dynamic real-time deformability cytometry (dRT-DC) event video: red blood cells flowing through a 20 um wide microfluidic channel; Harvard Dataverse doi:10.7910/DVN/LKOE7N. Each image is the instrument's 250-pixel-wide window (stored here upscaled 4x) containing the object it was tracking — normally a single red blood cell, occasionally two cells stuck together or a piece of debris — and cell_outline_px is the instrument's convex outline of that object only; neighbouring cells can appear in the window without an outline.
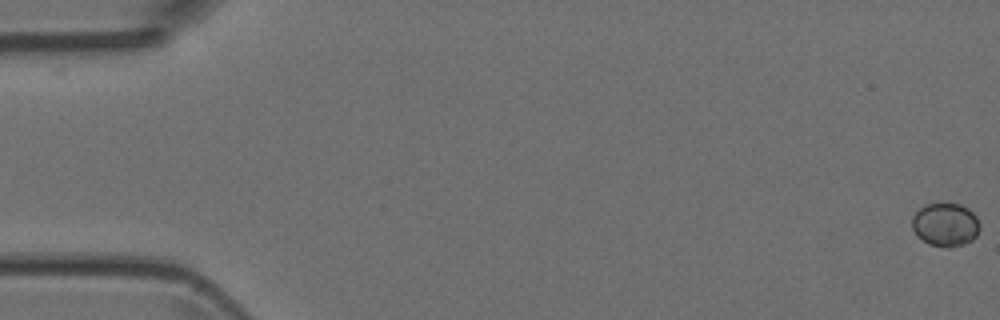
{"species": "Egyptian fruit bat (a non-hibernating species)", "species_latin": "Rousettus aegyptiacus", "temperature_condition": "room temperature", "stored_images_in_passage": 52, "camera_frame_rate_fps": 3000, "um_per_image_px": 0.085, "animal": {"sex": "female"}, "frame": {"image": 1, "passage_image": 1, "time_ms": 0.0, "image_size_px": [1000, 320], "cell_outline_px": [[980, 228], [976, 236], [972, 240], [964, 244], [952, 248], [944, 248], [928, 244], [912, 228], [912, 216], [924, 204], [960, 204], [968, 208], [976, 216], [980, 224]], "centroid_in_image_um": [80.38, 19.11], "position_along_channel_um": 4.6, "area_um2": 17.17}}
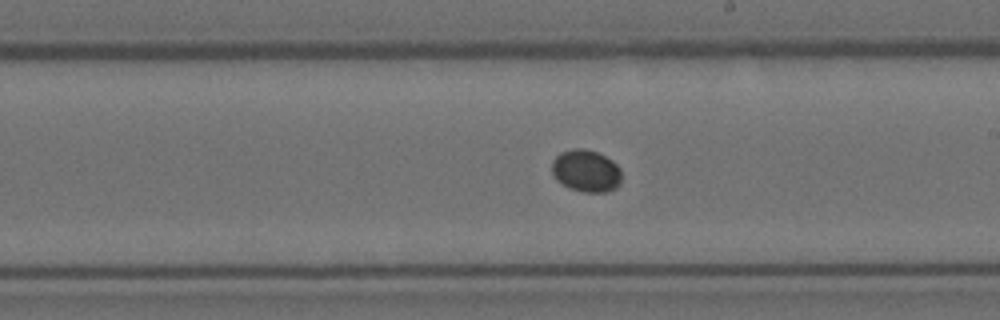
{"frame": {"image": 2, "passage_image": 30, "time_ms": 9.667, "image_size_px": [1000, 320], "cell_outline_px": [[620, 184], [616, 188], [608, 192], [584, 192], [568, 188], [556, 180], [552, 176], [552, 160], [560, 152], [572, 148], [584, 148], [596, 152], [612, 160], [620, 168]], "centroid_in_image_um": [49.79, 14.53], "position_along_channel_um": 239.2, "area_um2": 17.34}}
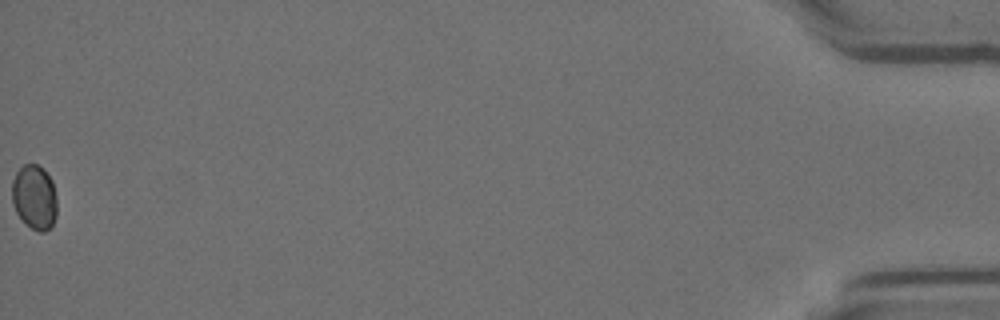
{"frame": {"image": 3, "passage_image": 52, "time_ms": 17.0, "image_size_px": [1000, 320], "cell_outline_px": [[56, 216], [52, 224], [44, 232], [40, 232], [32, 228], [16, 212], [12, 200], [12, 180], [16, 172], [24, 164], [36, 164], [44, 168], [52, 180], [56, 196]], "centroid_in_image_um": [2.93, 16.72], "position_along_channel_um": 432.3, "area_um2": 16.82}}